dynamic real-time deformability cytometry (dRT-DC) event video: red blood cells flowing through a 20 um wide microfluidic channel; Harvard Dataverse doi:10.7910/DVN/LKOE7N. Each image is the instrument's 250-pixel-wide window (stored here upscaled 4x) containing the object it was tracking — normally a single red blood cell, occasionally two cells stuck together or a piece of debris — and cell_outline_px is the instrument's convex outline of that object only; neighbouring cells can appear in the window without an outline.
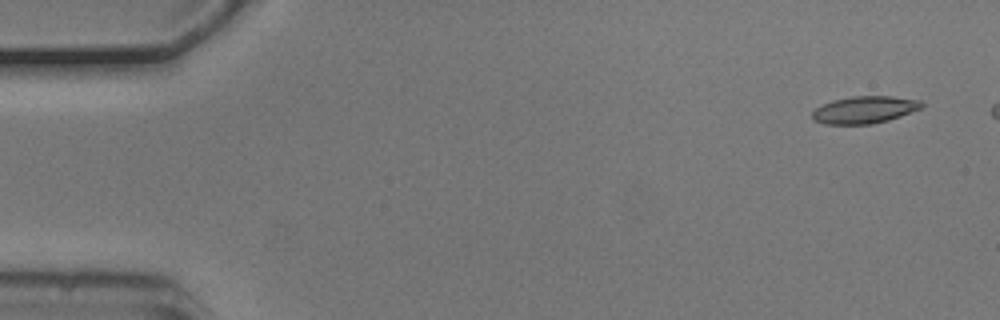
{"species": "common noctule bat (a hibernating species)", "species_latin": "Nyctalus noctula", "temperature_condition": "cold", "stored_images_in_passage": 5, "camera_frame_rate_fps": 3000, "um_per_image_px": 0.085, "animal": {"sex": "male", "body_mass_g": 20.5, "forearm_length_mm": 52.5}, "frame": {"image": 1, "passage_image": 1, "time_ms": 0.0, "image_size_px": [1000, 320], "cell_outline_px": [[924, 104], [920, 108], [900, 116], [888, 120], [872, 124], [824, 124], [812, 120], [812, 112], [816, 108], [832, 100], [852, 96], [892, 96], [920, 100]], "centroid_in_image_um": [73.46, 9.33], "position_along_channel_um": 11.5, "area_um2": 17.28}}